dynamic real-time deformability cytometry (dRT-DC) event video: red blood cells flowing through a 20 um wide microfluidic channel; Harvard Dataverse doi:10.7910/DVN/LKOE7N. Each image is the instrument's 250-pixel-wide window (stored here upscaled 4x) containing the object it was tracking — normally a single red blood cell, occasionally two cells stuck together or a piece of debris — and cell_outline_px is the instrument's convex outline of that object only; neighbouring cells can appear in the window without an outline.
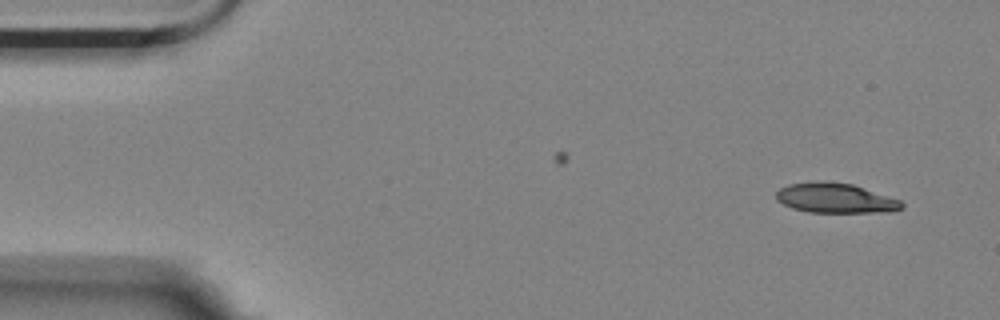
{"species": "Egyptian fruit bat (a non-hibernating species)", "species_latin": "Rousettus aegyptiacus", "temperature_condition": "room temperature", "stored_images_in_passage": 5, "camera_frame_rate_fps": 3000, "um_per_image_px": 0.085, "animal": {"sex": "female"}, "frame": {"image": 1, "passage_image": 1, "time_ms": 0.0, "image_size_px": [1000, 320], "cell_outline_px": [[904, 204], [900, 208], [888, 212], [808, 212], [792, 208], [776, 200], [776, 192], [780, 188], [788, 184], [816, 180], [824, 180], [852, 184], [900, 200]], "centroid_in_image_um": [70.95, 16.82], "position_along_channel_um": 14.0, "area_um2": 21.85}}